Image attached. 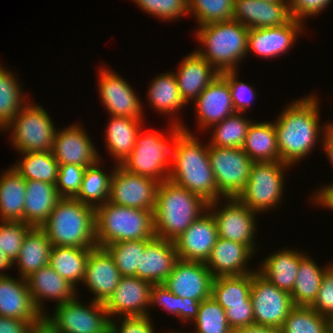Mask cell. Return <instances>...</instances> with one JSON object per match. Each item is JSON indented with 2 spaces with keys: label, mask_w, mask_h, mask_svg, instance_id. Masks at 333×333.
Returning <instances> with one entry per match:
<instances>
[{
  "label": "cell",
  "mask_w": 333,
  "mask_h": 333,
  "mask_svg": "<svg viewBox=\"0 0 333 333\" xmlns=\"http://www.w3.org/2000/svg\"><path fill=\"white\" fill-rule=\"evenodd\" d=\"M183 122L172 120L168 135L156 130H142L136 136L132 152L120 164L125 170L145 177H150L159 183L168 180L172 167V151L176 137L183 131Z\"/></svg>",
  "instance_id": "5"
},
{
  "label": "cell",
  "mask_w": 333,
  "mask_h": 333,
  "mask_svg": "<svg viewBox=\"0 0 333 333\" xmlns=\"http://www.w3.org/2000/svg\"><path fill=\"white\" fill-rule=\"evenodd\" d=\"M104 67L99 69L100 77L97 86L101 100L110 116L142 119V102L134 89L119 74Z\"/></svg>",
  "instance_id": "15"
},
{
  "label": "cell",
  "mask_w": 333,
  "mask_h": 333,
  "mask_svg": "<svg viewBox=\"0 0 333 333\" xmlns=\"http://www.w3.org/2000/svg\"><path fill=\"white\" fill-rule=\"evenodd\" d=\"M314 205H322L324 208L333 210V183L321 187L312 197Z\"/></svg>",
  "instance_id": "58"
},
{
  "label": "cell",
  "mask_w": 333,
  "mask_h": 333,
  "mask_svg": "<svg viewBox=\"0 0 333 333\" xmlns=\"http://www.w3.org/2000/svg\"><path fill=\"white\" fill-rule=\"evenodd\" d=\"M60 199L55 184L26 180L24 223L41 227Z\"/></svg>",
  "instance_id": "30"
},
{
  "label": "cell",
  "mask_w": 333,
  "mask_h": 333,
  "mask_svg": "<svg viewBox=\"0 0 333 333\" xmlns=\"http://www.w3.org/2000/svg\"><path fill=\"white\" fill-rule=\"evenodd\" d=\"M233 333H281V331L279 328L254 323L239 330H235Z\"/></svg>",
  "instance_id": "60"
},
{
  "label": "cell",
  "mask_w": 333,
  "mask_h": 333,
  "mask_svg": "<svg viewBox=\"0 0 333 333\" xmlns=\"http://www.w3.org/2000/svg\"><path fill=\"white\" fill-rule=\"evenodd\" d=\"M331 333H333V322H331Z\"/></svg>",
  "instance_id": "64"
},
{
  "label": "cell",
  "mask_w": 333,
  "mask_h": 333,
  "mask_svg": "<svg viewBox=\"0 0 333 333\" xmlns=\"http://www.w3.org/2000/svg\"><path fill=\"white\" fill-rule=\"evenodd\" d=\"M306 255L291 248H283L266 257L259 265L260 269L256 270L279 289L291 293L300 261Z\"/></svg>",
  "instance_id": "29"
},
{
  "label": "cell",
  "mask_w": 333,
  "mask_h": 333,
  "mask_svg": "<svg viewBox=\"0 0 333 333\" xmlns=\"http://www.w3.org/2000/svg\"><path fill=\"white\" fill-rule=\"evenodd\" d=\"M78 125L75 123L56 130L52 152L59 165L89 167L101 159L87 131H84L82 125Z\"/></svg>",
  "instance_id": "18"
},
{
  "label": "cell",
  "mask_w": 333,
  "mask_h": 333,
  "mask_svg": "<svg viewBox=\"0 0 333 333\" xmlns=\"http://www.w3.org/2000/svg\"><path fill=\"white\" fill-rule=\"evenodd\" d=\"M252 256L254 252L247 245L218 237L205 264L214 278L244 275L254 272L247 268Z\"/></svg>",
  "instance_id": "26"
},
{
  "label": "cell",
  "mask_w": 333,
  "mask_h": 333,
  "mask_svg": "<svg viewBox=\"0 0 333 333\" xmlns=\"http://www.w3.org/2000/svg\"><path fill=\"white\" fill-rule=\"evenodd\" d=\"M178 260L174 241L154 237L141 254L137 277L152 285L163 284Z\"/></svg>",
  "instance_id": "24"
},
{
  "label": "cell",
  "mask_w": 333,
  "mask_h": 333,
  "mask_svg": "<svg viewBox=\"0 0 333 333\" xmlns=\"http://www.w3.org/2000/svg\"><path fill=\"white\" fill-rule=\"evenodd\" d=\"M40 228L52 246H97L95 208L74 198H61Z\"/></svg>",
  "instance_id": "4"
},
{
  "label": "cell",
  "mask_w": 333,
  "mask_h": 333,
  "mask_svg": "<svg viewBox=\"0 0 333 333\" xmlns=\"http://www.w3.org/2000/svg\"><path fill=\"white\" fill-rule=\"evenodd\" d=\"M319 100L311 94L288 104L274 121L280 161L294 165L308 156L333 122L320 126ZM324 130V131H322Z\"/></svg>",
  "instance_id": "1"
},
{
  "label": "cell",
  "mask_w": 333,
  "mask_h": 333,
  "mask_svg": "<svg viewBox=\"0 0 333 333\" xmlns=\"http://www.w3.org/2000/svg\"><path fill=\"white\" fill-rule=\"evenodd\" d=\"M211 168L219 195L237 198L249 180L253 161L241 148L208 146Z\"/></svg>",
  "instance_id": "11"
},
{
  "label": "cell",
  "mask_w": 333,
  "mask_h": 333,
  "mask_svg": "<svg viewBox=\"0 0 333 333\" xmlns=\"http://www.w3.org/2000/svg\"><path fill=\"white\" fill-rule=\"evenodd\" d=\"M200 302L191 298H182L180 300V320L190 322L197 317Z\"/></svg>",
  "instance_id": "57"
},
{
  "label": "cell",
  "mask_w": 333,
  "mask_h": 333,
  "mask_svg": "<svg viewBox=\"0 0 333 333\" xmlns=\"http://www.w3.org/2000/svg\"><path fill=\"white\" fill-rule=\"evenodd\" d=\"M159 182L131 173L120 165L114 167L109 202L118 206L154 211Z\"/></svg>",
  "instance_id": "14"
},
{
  "label": "cell",
  "mask_w": 333,
  "mask_h": 333,
  "mask_svg": "<svg viewBox=\"0 0 333 333\" xmlns=\"http://www.w3.org/2000/svg\"><path fill=\"white\" fill-rule=\"evenodd\" d=\"M246 113L235 112L220 123L213 125L209 146L242 148L249 126L253 121L245 118Z\"/></svg>",
  "instance_id": "42"
},
{
  "label": "cell",
  "mask_w": 333,
  "mask_h": 333,
  "mask_svg": "<svg viewBox=\"0 0 333 333\" xmlns=\"http://www.w3.org/2000/svg\"><path fill=\"white\" fill-rule=\"evenodd\" d=\"M193 323L196 325L194 333H233L225 310L212 297L200 302Z\"/></svg>",
  "instance_id": "45"
},
{
  "label": "cell",
  "mask_w": 333,
  "mask_h": 333,
  "mask_svg": "<svg viewBox=\"0 0 333 333\" xmlns=\"http://www.w3.org/2000/svg\"><path fill=\"white\" fill-rule=\"evenodd\" d=\"M303 21L292 18L280 27L249 29L247 37V54L275 58L285 54L295 43L297 35L303 33Z\"/></svg>",
  "instance_id": "20"
},
{
  "label": "cell",
  "mask_w": 333,
  "mask_h": 333,
  "mask_svg": "<svg viewBox=\"0 0 333 333\" xmlns=\"http://www.w3.org/2000/svg\"><path fill=\"white\" fill-rule=\"evenodd\" d=\"M142 10L164 21L189 15L188 0H132Z\"/></svg>",
  "instance_id": "48"
},
{
  "label": "cell",
  "mask_w": 333,
  "mask_h": 333,
  "mask_svg": "<svg viewBox=\"0 0 333 333\" xmlns=\"http://www.w3.org/2000/svg\"><path fill=\"white\" fill-rule=\"evenodd\" d=\"M287 2L292 18L304 22L305 18L324 11L332 0H287Z\"/></svg>",
  "instance_id": "54"
},
{
  "label": "cell",
  "mask_w": 333,
  "mask_h": 333,
  "mask_svg": "<svg viewBox=\"0 0 333 333\" xmlns=\"http://www.w3.org/2000/svg\"><path fill=\"white\" fill-rule=\"evenodd\" d=\"M148 87V101L157 112L165 115H176L186 106L182 100L174 72L159 74L153 78Z\"/></svg>",
  "instance_id": "37"
},
{
  "label": "cell",
  "mask_w": 333,
  "mask_h": 333,
  "mask_svg": "<svg viewBox=\"0 0 333 333\" xmlns=\"http://www.w3.org/2000/svg\"><path fill=\"white\" fill-rule=\"evenodd\" d=\"M101 160L92 166L86 167L80 190L74 199L97 207L109 200L110 183L114 169L108 174L101 170Z\"/></svg>",
  "instance_id": "40"
},
{
  "label": "cell",
  "mask_w": 333,
  "mask_h": 333,
  "mask_svg": "<svg viewBox=\"0 0 333 333\" xmlns=\"http://www.w3.org/2000/svg\"><path fill=\"white\" fill-rule=\"evenodd\" d=\"M265 2H287V0H262Z\"/></svg>",
  "instance_id": "63"
},
{
  "label": "cell",
  "mask_w": 333,
  "mask_h": 333,
  "mask_svg": "<svg viewBox=\"0 0 333 333\" xmlns=\"http://www.w3.org/2000/svg\"><path fill=\"white\" fill-rule=\"evenodd\" d=\"M32 323L34 322L0 316V333H28Z\"/></svg>",
  "instance_id": "56"
},
{
  "label": "cell",
  "mask_w": 333,
  "mask_h": 333,
  "mask_svg": "<svg viewBox=\"0 0 333 333\" xmlns=\"http://www.w3.org/2000/svg\"><path fill=\"white\" fill-rule=\"evenodd\" d=\"M85 169L76 164L59 165L56 189L61 198H74L78 194Z\"/></svg>",
  "instance_id": "49"
},
{
  "label": "cell",
  "mask_w": 333,
  "mask_h": 333,
  "mask_svg": "<svg viewBox=\"0 0 333 333\" xmlns=\"http://www.w3.org/2000/svg\"><path fill=\"white\" fill-rule=\"evenodd\" d=\"M174 74L185 104L195 101L200 93L220 74L196 50L188 54Z\"/></svg>",
  "instance_id": "28"
},
{
  "label": "cell",
  "mask_w": 333,
  "mask_h": 333,
  "mask_svg": "<svg viewBox=\"0 0 333 333\" xmlns=\"http://www.w3.org/2000/svg\"><path fill=\"white\" fill-rule=\"evenodd\" d=\"M172 151L168 180L201 196L210 203L221 199L211 168L207 144H202L184 125Z\"/></svg>",
  "instance_id": "2"
},
{
  "label": "cell",
  "mask_w": 333,
  "mask_h": 333,
  "mask_svg": "<svg viewBox=\"0 0 333 333\" xmlns=\"http://www.w3.org/2000/svg\"><path fill=\"white\" fill-rule=\"evenodd\" d=\"M228 324L235 331L255 323L252 304L229 305L225 309Z\"/></svg>",
  "instance_id": "55"
},
{
  "label": "cell",
  "mask_w": 333,
  "mask_h": 333,
  "mask_svg": "<svg viewBox=\"0 0 333 333\" xmlns=\"http://www.w3.org/2000/svg\"><path fill=\"white\" fill-rule=\"evenodd\" d=\"M208 210L201 196L170 180L159 183L153 211L156 237L175 241L195 220Z\"/></svg>",
  "instance_id": "3"
},
{
  "label": "cell",
  "mask_w": 333,
  "mask_h": 333,
  "mask_svg": "<svg viewBox=\"0 0 333 333\" xmlns=\"http://www.w3.org/2000/svg\"><path fill=\"white\" fill-rule=\"evenodd\" d=\"M291 19L288 2L234 0L232 20L248 29L280 27Z\"/></svg>",
  "instance_id": "23"
},
{
  "label": "cell",
  "mask_w": 333,
  "mask_h": 333,
  "mask_svg": "<svg viewBox=\"0 0 333 333\" xmlns=\"http://www.w3.org/2000/svg\"><path fill=\"white\" fill-rule=\"evenodd\" d=\"M92 248L52 246L49 266L77 289L84 279L86 262Z\"/></svg>",
  "instance_id": "35"
},
{
  "label": "cell",
  "mask_w": 333,
  "mask_h": 333,
  "mask_svg": "<svg viewBox=\"0 0 333 333\" xmlns=\"http://www.w3.org/2000/svg\"><path fill=\"white\" fill-rule=\"evenodd\" d=\"M310 307L318 314L333 319V263L325 271L317 297Z\"/></svg>",
  "instance_id": "51"
},
{
  "label": "cell",
  "mask_w": 333,
  "mask_h": 333,
  "mask_svg": "<svg viewBox=\"0 0 333 333\" xmlns=\"http://www.w3.org/2000/svg\"><path fill=\"white\" fill-rule=\"evenodd\" d=\"M241 149L253 162L280 161L274 123L252 122Z\"/></svg>",
  "instance_id": "34"
},
{
  "label": "cell",
  "mask_w": 333,
  "mask_h": 333,
  "mask_svg": "<svg viewBox=\"0 0 333 333\" xmlns=\"http://www.w3.org/2000/svg\"><path fill=\"white\" fill-rule=\"evenodd\" d=\"M197 29L196 39L205 49L196 51L219 73L236 71V65L247 57L249 29L235 20L209 23Z\"/></svg>",
  "instance_id": "6"
},
{
  "label": "cell",
  "mask_w": 333,
  "mask_h": 333,
  "mask_svg": "<svg viewBox=\"0 0 333 333\" xmlns=\"http://www.w3.org/2000/svg\"><path fill=\"white\" fill-rule=\"evenodd\" d=\"M82 304L77 296L56 305L53 315L44 317L60 333H110L111 319L103 303L92 301Z\"/></svg>",
  "instance_id": "10"
},
{
  "label": "cell",
  "mask_w": 333,
  "mask_h": 333,
  "mask_svg": "<svg viewBox=\"0 0 333 333\" xmlns=\"http://www.w3.org/2000/svg\"><path fill=\"white\" fill-rule=\"evenodd\" d=\"M250 299L255 324L279 329L295 307L290 293L279 289L257 270L252 273Z\"/></svg>",
  "instance_id": "13"
},
{
  "label": "cell",
  "mask_w": 333,
  "mask_h": 333,
  "mask_svg": "<svg viewBox=\"0 0 333 333\" xmlns=\"http://www.w3.org/2000/svg\"><path fill=\"white\" fill-rule=\"evenodd\" d=\"M121 277L112 256L105 248L96 246L91 249L82 283L92 292V301L104 304L115 291Z\"/></svg>",
  "instance_id": "22"
},
{
  "label": "cell",
  "mask_w": 333,
  "mask_h": 333,
  "mask_svg": "<svg viewBox=\"0 0 333 333\" xmlns=\"http://www.w3.org/2000/svg\"><path fill=\"white\" fill-rule=\"evenodd\" d=\"M234 0H188V11L198 22L205 24L232 20Z\"/></svg>",
  "instance_id": "46"
},
{
  "label": "cell",
  "mask_w": 333,
  "mask_h": 333,
  "mask_svg": "<svg viewBox=\"0 0 333 333\" xmlns=\"http://www.w3.org/2000/svg\"><path fill=\"white\" fill-rule=\"evenodd\" d=\"M220 74L228 81L235 111L246 113L245 111L249 110L248 107L256 98L255 88L245 82L238 81L237 71H226Z\"/></svg>",
  "instance_id": "50"
},
{
  "label": "cell",
  "mask_w": 333,
  "mask_h": 333,
  "mask_svg": "<svg viewBox=\"0 0 333 333\" xmlns=\"http://www.w3.org/2000/svg\"><path fill=\"white\" fill-rule=\"evenodd\" d=\"M0 175V221L24 222L26 180L11 166Z\"/></svg>",
  "instance_id": "33"
},
{
  "label": "cell",
  "mask_w": 333,
  "mask_h": 333,
  "mask_svg": "<svg viewBox=\"0 0 333 333\" xmlns=\"http://www.w3.org/2000/svg\"><path fill=\"white\" fill-rule=\"evenodd\" d=\"M29 103L28 100L4 130L11 131L10 140L17 152L52 151L55 123L41 105Z\"/></svg>",
  "instance_id": "8"
},
{
  "label": "cell",
  "mask_w": 333,
  "mask_h": 333,
  "mask_svg": "<svg viewBox=\"0 0 333 333\" xmlns=\"http://www.w3.org/2000/svg\"><path fill=\"white\" fill-rule=\"evenodd\" d=\"M310 256L301 261L290 293L295 306H310L317 297L325 271L332 265L321 268Z\"/></svg>",
  "instance_id": "36"
},
{
  "label": "cell",
  "mask_w": 333,
  "mask_h": 333,
  "mask_svg": "<svg viewBox=\"0 0 333 333\" xmlns=\"http://www.w3.org/2000/svg\"><path fill=\"white\" fill-rule=\"evenodd\" d=\"M26 282L34 305L43 316L46 314L44 300H55L56 305H60L72 301L77 296L76 288L49 265L35 271L26 278Z\"/></svg>",
  "instance_id": "25"
},
{
  "label": "cell",
  "mask_w": 333,
  "mask_h": 333,
  "mask_svg": "<svg viewBox=\"0 0 333 333\" xmlns=\"http://www.w3.org/2000/svg\"><path fill=\"white\" fill-rule=\"evenodd\" d=\"M111 319L110 333H155L150 315L140 317H118ZM120 321V322H119ZM120 323V324H119Z\"/></svg>",
  "instance_id": "52"
},
{
  "label": "cell",
  "mask_w": 333,
  "mask_h": 333,
  "mask_svg": "<svg viewBox=\"0 0 333 333\" xmlns=\"http://www.w3.org/2000/svg\"><path fill=\"white\" fill-rule=\"evenodd\" d=\"M290 167L291 165L282 161L254 162L249 180L237 198L256 213L277 208L285 191L284 172Z\"/></svg>",
  "instance_id": "9"
},
{
  "label": "cell",
  "mask_w": 333,
  "mask_h": 333,
  "mask_svg": "<svg viewBox=\"0 0 333 333\" xmlns=\"http://www.w3.org/2000/svg\"><path fill=\"white\" fill-rule=\"evenodd\" d=\"M28 333H60L57 329L42 316L37 322L31 324Z\"/></svg>",
  "instance_id": "59"
},
{
  "label": "cell",
  "mask_w": 333,
  "mask_h": 333,
  "mask_svg": "<svg viewBox=\"0 0 333 333\" xmlns=\"http://www.w3.org/2000/svg\"><path fill=\"white\" fill-rule=\"evenodd\" d=\"M22 159L12 167L25 179L56 185L59 164L52 151L21 153Z\"/></svg>",
  "instance_id": "39"
},
{
  "label": "cell",
  "mask_w": 333,
  "mask_h": 333,
  "mask_svg": "<svg viewBox=\"0 0 333 333\" xmlns=\"http://www.w3.org/2000/svg\"><path fill=\"white\" fill-rule=\"evenodd\" d=\"M220 202L221 199L208 203V210L216 222L218 237L247 245L256 254L255 233L258 223L255 216L258 213L238 198H226L227 203L225 206L221 204V208L218 207Z\"/></svg>",
  "instance_id": "12"
},
{
  "label": "cell",
  "mask_w": 333,
  "mask_h": 333,
  "mask_svg": "<svg viewBox=\"0 0 333 333\" xmlns=\"http://www.w3.org/2000/svg\"><path fill=\"white\" fill-rule=\"evenodd\" d=\"M213 281L205 262L179 259L163 285L177 296L201 302L212 296Z\"/></svg>",
  "instance_id": "16"
},
{
  "label": "cell",
  "mask_w": 333,
  "mask_h": 333,
  "mask_svg": "<svg viewBox=\"0 0 333 333\" xmlns=\"http://www.w3.org/2000/svg\"><path fill=\"white\" fill-rule=\"evenodd\" d=\"M217 239L215 219L207 210L174 241L178 258L206 262Z\"/></svg>",
  "instance_id": "19"
},
{
  "label": "cell",
  "mask_w": 333,
  "mask_h": 333,
  "mask_svg": "<svg viewBox=\"0 0 333 333\" xmlns=\"http://www.w3.org/2000/svg\"><path fill=\"white\" fill-rule=\"evenodd\" d=\"M152 239L127 240L113 243L104 248L112 256L121 276H137L141 254Z\"/></svg>",
  "instance_id": "44"
},
{
  "label": "cell",
  "mask_w": 333,
  "mask_h": 333,
  "mask_svg": "<svg viewBox=\"0 0 333 333\" xmlns=\"http://www.w3.org/2000/svg\"><path fill=\"white\" fill-rule=\"evenodd\" d=\"M321 136L323 137L321 140V142L323 141V150L333 166V125L325 134H322Z\"/></svg>",
  "instance_id": "61"
},
{
  "label": "cell",
  "mask_w": 333,
  "mask_h": 333,
  "mask_svg": "<svg viewBox=\"0 0 333 333\" xmlns=\"http://www.w3.org/2000/svg\"><path fill=\"white\" fill-rule=\"evenodd\" d=\"M52 244L40 227H33L24 238L18 258L14 261L18 267V277L26 279L35 271L49 265Z\"/></svg>",
  "instance_id": "32"
},
{
  "label": "cell",
  "mask_w": 333,
  "mask_h": 333,
  "mask_svg": "<svg viewBox=\"0 0 333 333\" xmlns=\"http://www.w3.org/2000/svg\"><path fill=\"white\" fill-rule=\"evenodd\" d=\"M181 297L173 294L163 284L152 285L150 290L149 305L162 307L169 314L180 319Z\"/></svg>",
  "instance_id": "53"
},
{
  "label": "cell",
  "mask_w": 333,
  "mask_h": 333,
  "mask_svg": "<svg viewBox=\"0 0 333 333\" xmlns=\"http://www.w3.org/2000/svg\"><path fill=\"white\" fill-rule=\"evenodd\" d=\"M252 273L214 278L212 298L225 310L229 305L252 304Z\"/></svg>",
  "instance_id": "38"
},
{
  "label": "cell",
  "mask_w": 333,
  "mask_h": 333,
  "mask_svg": "<svg viewBox=\"0 0 333 333\" xmlns=\"http://www.w3.org/2000/svg\"><path fill=\"white\" fill-rule=\"evenodd\" d=\"M95 234L97 246L102 248L121 241L153 239V211L107 201L95 207Z\"/></svg>",
  "instance_id": "7"
},
{
  "label": "cell",
  "mask_w": 333,
  "mask_h": 333,
  "mask_svg": "<svg viewBox=\"0 0 333 333\" xmlns=\"http://www.w3.org/2000/svg\"><path fill=\"white\" fill-rule=\"evenodd\" d=\"M11 267H13V264L0 249V275H5L3 270H9Z\"/></svg>",
  "instance_id": "62"
},
{
  "label": "cell",
  "mask_w": 333,
  "mask_h": 333,
  "mask_svg": "<svg viewBox=\"0 0 333 333\" xmlns=\"http://www.w3.org/2000/svg\"><path fill=\"white\" fill-rule=\"evenodd\" d=\"M151 287V283L137 276H122L115 291L104 303L110 319L116 316H149L147 309L149 310L150 307L149 299Z\"/></svg>",
  "instance_id": "17"
},
{
  "label": "cell",
  "mask_w": 333,
  "mask_h": 333,
  "mask_svg": "<svg viewBox=\"0 0 333 333\" xmlns=\"http://www.w3.org/2000/svg\"><path fill=\"white\" fill-rule=\"evenodd\" d=\"M141 119L111 116L105 130L106 148L111 157L120 165L132 152L136 136L142 129Z\"/></svg>",
  "instance_id": "31"
},
{
  "label": "cell",
  "mask_w": 333,
  "mask_h": 333,
  "mask_svg": "<svg viewBox=\"0 0 333 333\" xmlns=\"http://www.w3.org/2000/svg\"><path fill=\"white\" fill-rule=\"evenodd\" d=\"M199 129L209 130L234 114L228 81L219 74L194 101Z\"/></svg>",
  "instance_id": "21"
},
{
  "label": "cell",
  "mask_w": 333,
  "mask_h": 333,
  "mask_svg": "<svg viewBox=\"0 0 333 333\" xmlns=\"http://www.w3.org/2000/svg\"><path fill=\"white\" fill-rule=\"evenodd\" d=\"M33 228L21 221H0V249L13 264L27 233Z\"/></svg>",
  "instance_id": "47"
},
{
  "label": "cell",
  "mask_w": 333,
  "mask_h": 333,
  "mask_svg": "<svg viewBox=\"0 0 333 333\" xmlns=\"http://www.w3.org/2000/svg\"><path fill=\"white\" fill-rule=\"evenodd\" d=\"M281 333H331V320L310 306H295L284 320Z\"/></svg>",
  "instance_id": "43"
},
{
  "label": "cell",
  "mask_w": 333,
  "mask_h": 333,
  "mask_svg": "<svg viewBox=\"0 0 333 333\" xmlns=\"http://www.w3.org/2000/svg\"><path fill=\"white\" fill-rule=\"evenodd\" d=\"M5 69L0 65V129L3 131L26 103L25 98H28L23 96L24 92L15 73Z\"/></svg>",
  "instance_id": "41"
},
{
  "label": "cell",
  "mask_w": 333,
  "mask_h": 333,
  "mask_svg": "<svg viewBox=\"0 0 333 333\" xmlns=\"http://www.w3.org/2000/svg\"><path fill=\"white\" fill-rule=\"evenodd\" d=\"M0 316L28 322L43 316L34 305L26 279L0 275Z\"/></svg>",
  "instance_id": "27"
}]
</instances>
